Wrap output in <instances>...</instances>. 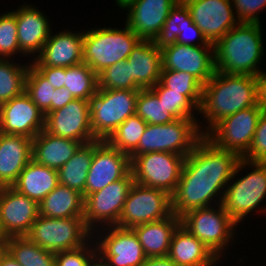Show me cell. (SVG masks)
I'll return each instance as SVG.
<instances>
[{
    "mask_svg": "<svg viewBox=\"0 0 266 266\" xmlns=\"http://www.w3.org/2000/svg\"><path fill=\"white\" fill-rule=\"evenodd\" d=\"M194 39L199 43H195ZM153 42L160 50L176 42L190 46H213V44L208 43L201 30L193 22L190 11L182 0L171 9Z\"/></svg>",
    "mask_w": 266,
    "mask_h": 266,
    "instance_id": "603a6c76",
    "label": "cell"
},
{
    "mask_svg": "<svg viewBox=\"0 0 266 266\" xmlns=\"http://www.w3.org/2000/svg\"><path fill=\"white\" fill-rule=\"evenodd\" d=\"M7 251V238L0 237V260Z\"/></svg>",
    "mask_w": 266,
    "mask_h": 266,
    "instance_id": "f5cc1de1",
    "label": "cell"
},
{
    "mask_svg": "<svg viewBox=\"0 0 266 266\" xmlns=\"http://www.w3.org/2000/svg\"><path fill=\"white\" fill-rule=\"evenodd\" d=\"M98 88L119 90H141L130 78V64L127 60L108 66L97 74Z\"/></svg>",
    "mask_w": 266,
    "mask_h": 266,
    "instance_id": "ab89813d",
    "label": "cell"
},
{
    "mask_svg": "<svg viewBox=\"0 0 266 266\" xmlns=\"http://www.w3.org/2000/svg\"><path fill=\"white\" fill-rule=\"evenodd\" d=\"M177 119L196 118L198 108L183 94L164 87L160 82L150 88ZM196 111V113H195ZM194 113V114H193Z\"/></svg>",
    "mask_w": 266,
    "mask_h": 266,
    "instance_id": "60d3db41",
    "label": "cell"
},
{
    "mask_svg": "<svg viewBox=\"0 0 266 266\" xmlns=\"http://www.w3.org/2000/svg\"><path fill=\"white\" fill-rule=\"evenodd\" d=\"M44 129L55 136L82 144L96 140L91 128L89 102L84 99H74L66 106L49 112L45 116Z\"/></svg>",
    "mask_w": 266,
    "mask_h": 266,
    "instance_id": "d6986e66",
    "label": "cell"
},
{
    "mask_svg": "<svg viewBox=\"0 0 266 266\" xmlns=\"http://www.w3.org/2000/svg\"><path fill=\"white\" fill-rule=\"evenodd\" d=\"M138 94L139 90L98 88L88 100L96 140H107L120 124L135 115Z\"/></svg>",
    "mask_w": 266,
    "mask_h": 266,
    "instance_id": "52a82bcc",
    "label": "cell"
},
{
    "mask_svg": "<svg viewBox=\"0 0 266 266\" xmlns=\"http://www.w3.org/2000/svg\"><path fill=\"white\" fill-rule=\"evenodd\" d=\"M54 90L53 85L29 63L25 79V92L45 116L51 112V101L53 100Z\"/></svg>",
    "mask_w": 266,
    "mask_h": 266,
    "instance_id": "f35d334b",
    "label": "cell"
},
{
    "mask_svg": "<svg viewBox=\"0 0 266 266\" xmlns=\"http://www.w3.org/2000/svg\"><path fill=\"white\" fill-rule=\"evenodd\" d=\"M130 64V78L141 89L155 86L162 70L161 50L153 40H141L126 59Z\"/></svg>",
    "mask_w": 266,
    "mask_h": 266,
    "instance_id": "4316f807",
    "label": "cell"
},
{
    "mask_svg": "<svg viewBox=\"0 0 266 266\" xmlns=\"http://www.w3.org/2000/svg\"><path fill=\"white\" fill-rule=\"evenodd\" d=\"M74 96L65 87L54 90L53 100L51 101V111L58 110L74 100Z\"/></svg>",
    "mask_w": 266,
    "mask_h": 266,
    "instance_id": "7dc6e473",
    "label": "cell"
},
{
    "mask_svg": "<svg viewBox=\"0 0 266 266\" xmlns=\"http://www.w3.org/2000/svg\"><path fill=\"white\" fill-rule=\"evenodd\" d=\"M247 166L251 169L253 167V171L251 170L242 178H235L237 173ZM231 179L227 184L221 204L237 225L238 223L240 225V222L254 210L258 209L257 213L258 211L266 212V207L260 208L261 202L266 198V162H251L241 158Z\"/></svg>",
    "mask_w": 266,
    "mask_h": 266,
    "instance_id": "277c9868",
    "label": "cell"
},
{
    "mask_svg": "<svg viewBox=\"0 0 266 266\" xmlns=\"http://www.w3.org/2000/svg\"><path fill=\"white\" fill-rule=\"evenodd\" d=\"M141 39L125 28H92L83 35V62L96 74L110 65L126 60Z\"/></svg>",
    "mask_w": 266,
    "mask_h": 266,
    "instance_id": "5b68a950",
    "label": "cell"
},
{
    "mask_svg": "<svg viewBox=\"0 0 266 266\" xmlns=\"http://www.w3.org/2000/svg\"><path fill=\"white\" fill-rule=\"evenodd\" d=\"M141 266H177L168 256L147 258Z\"/></svg>",
    "mask_w": 266,
    "mask_h": 266,
    "instance_id": "681fc988",
    "label": "cell"
},
{
    "mask_svg": "<svg viewBox=\"0 0 266 266\" xmlns=\"http://www.w3.org/2000/svg\"><path fill=\"white\" fill-rule=\"evenodd\" d=\"M94 239L92 237L86 244L79 248L56 252L55 266H88L91 260L97 255V246Z\"/></svg>",
    "mask_w": 266,
    "mask_h": 266,
    "instance_id": "7bdbcfd3",
    "label": "cell"
},
{
    "mask_svg": "<svg viewBox=\"0 0 266 266\" xmlns=\"http://www.w3.org/2000/svg\"><path fill=\"white\" fill-rule=\"evenodd\" d=\"M263 112L258 105L242 109L223 118L205 136L218 148L234 152L243 158L252 145Z\"/></svg>",
    "mask_w": 266,
    "mask_h": 266,
    "instance_id": "7c38bea8",
    "label": "cell"
},
{
    "mask_svg": "<svg viewBox=\"0 0 266 266\" xmlns=\"http://www.w3.org/2000/svg\"><path fill=\"white\" fill-rule=\"evenodd\" d=\"M58 185V170L38 164L32 159L12 187L39 204Z\"/></svg>",
    "mask_w": 266,
    "mask_h": 266,
    "instance_id": "f546056e",
    "label": "cell"
},
{
    "mask_svg": "<svg viewBox=\"0 0 266 266\" xmlns=\"http://www.w3.org/2000/svg\"><path fill=\"white\" fill-rule=\"evenodd\" d=\"M147 123L136 114L128 117L106 140L120 152L130 155L138 146Z\"/></svg>",
    "mask_w": 266,
    "mask_h": 266,
    "instance_id": "d590c367",
    "label": "cell"
},
{
    "mask_svg": "<svg viewBox=\"0 0 266 266\" xmlns=\"http://www.w3.org/2000/svg\"><path fill=\"white\" fill-rule=\"evenodd\" d=\"M180 0H126L120 9L127 10L126 25L141 39L154 40L171 9Z\"/></svg>",
    "mask_w": 266,
    "mask_h": 266,
    "instance_id": "ffe728a7",
    "label": "cell"
},
{
    "mask_svg": "<svg viewBox=\"0 0 266 266\" xmlns=\"http://www.w3.org/2000/svg\"><path fill=\"white\" fill-rule=\"evenodd\" d=\"M99 229H95L93 238H97L95 240L97 254L108 266H141L147 259L138 237L131 228H121L115 225Z\"/></svg>",
    "mask_w": 266,
    "mask_h": 266,
    "instance_id": "5bb4252c",
    "label": "cell"
},
{
    "mask_svg": "<svg viewBox=\"0 0 266 266\" xmlns=\"http://www.w3.org/2000/svg\"><path fill=\"white\" fill-rule=\"evenodd\" d=\"M257 78V105L266 112V72L262 71Z\"/></svg>",
    "mask_w": 266,
    "mask_h": 266,
    "instance_id": "c3c4849f",
    "label": "cell"
},
{
    "mask_svg": "<svg viewBox=\"0 0 266 266\" xmlns=\"http://www.w3.org/2000/svg\"><path fill=\"white\" fill-rule=\"evenodd\" d=\"M39 216V204L12 186L0 187V234L25 236Z\"/></svg>",
    "mask_w": 266,
    "mask_h": 266,
    "instance_id": "ac0fdd59",
    "label": "cell"
},
{
    "mask_svg": "<svg viewBox=\"0 0 266 266\" xmlns=\"http://www.w3.org/2000/svg\"><path fill=\"white\" fill-rule=\"evenodd\" d=\"M185 156L168 152H149L131 161L134 182L163 190L171 196L181 177Z\"/></svg>",
    "mask_w": 266,
    "mask_h": 266,
    "instance_id": "30bf717a",
    "label": "cell"
},
{
    "mask_svg": "<svg viewBox=\"0 0 266 266\" xmlns=\"http://www.w3.org/2000/svg\"><path fill=\"white\" fill-rule=\"evenodd\" d=\"M12 12L17 22L20 56H35L36 53L38 56L51 34L48 17L43 11L36 9V6L25 3Z\"/></svg>",
    "mask_w": 266,
    "mask_h": 266,
    "instance_id": "cb8c5ba5",
    "label": "cell"
},
{
    "mask_svg": "<svg viewBox=\"0 0 266 266\" xmlns=\"http://www.w3.org/2000/svg\"><path fill=\"white\" fill-rule=\"evenodd\" d=\"M7 251L22 266H55V253L41 248L26 236L7 237Z\"/></svg>",
    "mask_w": 266,
    "mask_h": 266,
    "instance_id": "d6a6232c",
    "label": "cell"
},
{
    "mask_svg": "<svg viewBox=\"0 0 266 266\" xmlns=\"http://www.w3.org/2000/svg\"><path fill=\"white\" fill-rule=\"evenodd\" d=\"M131 171L128 154L101 140L95 147L90 169L85 183V198L102 190L110 183L124 178Z\"/></svg>",
    "mask_w": 266,
    "mask_h": 266,
    "instance_id": "2e32d148",
    "label": "cell"
},
{
    "mask_svg": "<svg viewBox=\"0 0 266 266\" xmlns=\"http://www.w3.org/2000/svg\"><path fill=\"white\" fill-rule=\"evenodd\" d=\"M162 70L187 72L205 85L214 75V46H190L180 43L161 50Z\"/></svg>",
    "mask_w": 266,
    "mask_h": 266,
    "instance_id": "e0dca14e",
    "label": "cell"
},
{
    "mask_svg": "<svg viewBox=\"0 0 266 266\" xmlns=\"http://www.w3.org/2000/svg\"><path fill=\"white\" fill-rule=\"evenodd\" d=\"M44 128L45 115L25 91L3 103L1 133L33 139Z\"/></svg>",
    "mask_w": 266,
    "mask_h": 266,
    "instance_id": "44dd1931",
    "label": "cell"
},
{
    "mask_svg": "<svg viewBox=\"0 0 266 266\" xmlns=\"http://www.w3.org/2000/svg\"><path fill=\"white\" fill-rule=\"evenodd\" d=\"M2 105H3V103L0 101V123L2 120Z\"/></svg>",
    "mask_w": 266,
    "mask_h": 266,
    "instance_id": "db71d44e",
    "label": "cell"
},
{
    "mask_svg": "<svg viewBox=\"0 0 266 266\" xmlns=\"http://www.w3.org/2000/svg\"><path fill=\"white\" fill-rule=\"evenodd\" d=\"M261 23H239L214 46L215 69L226 74L257 76L264 54Z\"/></svg>",
    "mask_w": 266,
    "mask_h": 266,
    "instance_id": "3957f363",
    "label": "cell"
},
{
    "mask_svg": "<svg viewBox=\"0 0 266 266\" xmlns=\"http://www.w3.org/2000/svg\"><path fill=\"white\" fill-rule=\"evenodd\" d=\"M84 31L63 30L51 34L44 43L41 53L33 59L34 67H69L83 62Z\"/></svg>",
    "mask_w": 266,
    "mask_h": 266,
    "instance_id": "7402d4cb",
    "label": "cell"
},
{
    "mask_svg": "<svg viewBox=\"0 0 266 266\" xmlns=\"http://www.w3.org/2000/svg\"><path fill=\"white\" fill-rule=\"evenodd\" d=\"M208 43L215 44L240 22L231 0H182Z\"/></svg>",
    "mask_w": 266,
    "mask_h": 266,
    "instance_id": "9a60e30c",
    "label": "cell"
},
{
    "mask_svg": "<svg viewBox=\"0 0 266 266\" xmlns=\"http://www.w3.org/2000/svg\"><path fill=\"white\" fill-rule=\"evenodd\" d=\"M172 214V199L167 192L136 182L130 188L116 226L136 225L162 220Z\"/></svg>",
    "mask_w": 266,
    "mask_h": 266,
    "instance_id": "8fae6325",
    "label": "cell"
},
{
    "mask_svg": "<svg viewBox=\"0 0 266 266\" xmlns=\"http://www.w3.org/2000/svg\"><path fill=\"white\" fill-rule=\"evenodd\" d=\"M33 139L0 132V187L12 186L32 160Z\"/></svg>",
    "mask_w": 266,
    "mask_h": 266,
    "instance_id": "d4e9b609",
    "label": "cell"
},
{
    "mask_svg": "<svg viewBox=\"0 0 266 266\" xmlns=\"http://www.w3.org/2000/svg\"><path fill=\"white\" fill-rule=\"evenodd\" d=\"M243 159L266 162V112H263L259 118L252 145Z\"/></svg>",
    "mask_w": 266,
    "mask_h": 266,
    "instance_id": "f6af8a7d",
    "label": "cell"
},
{
    "mask_svg": "<svg viewBox=\"0 0 266 266\" xmlns=\"http://www.w3.org/2000/svg\"><path fill=\"white\" fill-rule=\"evenodd\" d=\"M83 194L59 184L40 203L39 215L49 218L83 217Z\"/></svg>",
    "mask_w": 266,
    "mask_h": 266,
    "instance_id": "4dcf8cb0",
    "label": "cell"
},
{
    "mask_svg": "<svg viewBox=\"0 0 266 266\" xmlns=\"http://www.w3.org/2000/svg\"><path fill=\"white\" fill-rule=\"evenodd\" d=\"M168 257L177 266H217L213 252L181 224L174 231Z\"/></svg>",
    "mask_w": 266,
    "mask_h": 266,
    "instance_id": "484cf974",
    "label": "cell"
},
{
    "mask_svg": "<svg viewBox=\"0 0 266 266\" xmlns=\"http://www.w3.org/2000/svg\"><path fill=\"white\" fill-rule=\"evenodd\" d=\"M18 30L15 14L11 12L0 15V59H10L20 54ZM14 55V56H13Z\"/></svg>",
    "mask_w": 266,
    "mask_h": 266,
    "instance_id": "b9f144b4",
    "label": "cell"
},
{
    "mask_svg": "<svg viewBox=\"0 0 266 266\" xmlns=\"http://www.w3.org/2000/svg\"><path fill=\"white\" fill-rule=\"evenodd\" d=\"M240 160L236 153L218 148L204 135L185 157L180 180L171 196L172 213L181 217L193 209L215 207V199L221 204Z\"/></svg>",
    "mask_w": 266,
    "mask_h": 266,
    "instance_id": "6da1fadb",
    "label": "cell"
},
{
    "mask_svg": "<svg viewBox=\"0 0 266 266\" xmlns=\"http://www.w3.org/2000/svg\"><path fill=\"white\" fill-rule=\"evenodd\" d=\"M256 105V76L215 71L212 78L203 85L198 113L206 119L208 126L200 130H205L201 132L206 135L223 118Z\"/></svg>",
    "mask_w": 266,
    "mask_h": 266,
    "instance_id": "7a4b0ae2",
    "label": "cell"
},
{
    "mask_svg": "<svg viewBox=\"0 0 266 266\" xmlns=\"http://www.w3.org/2000/svg\"><path fill=\"white\" fill-rule=\"evenodd\" d=\"M135 114L147 124H168L177 119L150 88L139 90Z\"/></svg>",
    "mask_w": 266,
    "mask_h": 266,
    "instance_id": "74e56055",
    "label": "cell"
},
{
    "mask_svg": "<svg viewBox=\"0 0 266 266\" xmlns=\"http://www.w3.org/2000/svg\"><path fill=\"white\" fill-rule=\"evenodd\" d=\"M0 266H22V265L19 264L8 251H6V253L3 255V257L0 260Z\"/></svg>",
    "mask_w": 266,
    "mask_h": 266,
    "instance_id": "f907efd6",
    "label": "cell"
},
{
    "mask_svg": "<svg viewBox=\"0 0 266 266\" xmlns=\"http://www.w3.org/2000/svg\"><path fill=\"white\" fill-rule=\"evenodd\" d=\"M41 248L51 252L73 250L86 244L93 232L83 217L49 218L39 215L25 235Z\"/></svg>",
    "mask_w": 266,
    "mask_h": 266,
    "instance_id": "9c48e42d",
    "label": "cell"
},
{
    "mask_svg": "<svg viewBox=\"0 0 266 266\" xmlns=\"http://www.w3.org/2000/svg\"><path fill=\"white\" fill-rule=\"evenodd\" d=\"M88 266H108V264L97 254Z\"/></svg>",
    "mask_w": 266,
    "mask_h": 266,
    "instance_id": "816d5d0a",
    "label": "cell"
},
{
    "mask_svg": "<svg viewBox=\"0 0 266 266\" xmlns=\"http://www.w3.org/2000/svg\"><path fill=\"white\" fill-rule=\"evenodd\" d=\"M64 87L75 99L89 100L98 90L97 74L85 62L66 67Z\"/></svg>",
    "mask_w": 266,
    "mask_h": 266,
    "instance_id": "836d02e7",
    "label": "cell"
},
{
    "mask_svg": "<svg viewBox=\"0 0 266 266\" xmlns=\"http://www.w3.org/2000/svg\"><path fill=\"white\" fill-rule=\"evenodd\" d=\"M81 145V142L55 136L44 129L33 138L32 159L38 164L59 170Z\"/></svg>",
    "mask_w": 266,
    "mask_h": 266,
    "instance_id": "f1b7e54d",
    "label": "cell"
},
{
    "mask_svg": "<svg viewBox=\"0 0 266 266\" xmlns=\"http://www.w3.org/2000/svg\"><path fill=\"white\" fill-rule=\"evenodd\" d=\"M53 85L54 89L64 87L66 68L63 67H35Z\"/></svg>",
    "mask_w": 266,
    "mask_h": 266,
    "instance_id": "bcb514c9",
    "label": "cell"
},
{
    "mask_svg": "<svg viewBox=\"0 0 266 266\" xmlns=\"http://www.w3.org/2000/svg\"><path fill=\"white\" fill-rule=\"evenodd\" d=\"M181 224L180 217L170 216L132 227L147 258L167 257L174 231Z\"/></svg>",
    "mask_w": 266,
    "mask_h": 266,
    "instance_id": "83f0119b",
    "label": "cell"
},
{
    "mask_svg": "<svg viewBox=\"0 0 266 266\" xmlns=\"http://www.w3.org/2000/svg\"><path fill=\"white\" fill-rule=\"evenodd\" d=\"M101 140L82 144L76 153L58 170L59 184L83 194L85 199V183L93 158L94 147Z\"/></svg>",
    "mask_w": 266,
    "mask_h": 266,
    "instance_id": "1f68e13d",
    "label": "cell"
},
{
    "mask_svg": "<svg viewBox=\"0 0 266 266\" xmlns=\"http://www.w3.org/2000/svg\"><path fill=\"white\" fill-rule=\"evenodd\" d=\"M159 82L170 91L185 95L199 109L203 84L195 76L182 71L161 70Z\"/></svg>",
    "mask_w": 266,
    "mask_h": 266,
    "instance_id": "8d00e7d4",
    "label": "cell"
},
{
    "mask_svg": "<svg viewBox=\"0 0 266 266\" xmlns=\"http://www.w3.org/2000/svg\"><path fill=\"white\" fill-rule=\"evenodd\" d=\"M193 209L180 217L181 225L196 236L220 260L229 243L236 237L237 224L226 213L222 204Z\"/></svg>",
    "mask_w": 266,
    "mask_h": 266,
    "instance_id": "ba28073f",
    "label": "cell"
},
{
    "mask_svg": "<svg viewBox=\"0 0 266 266\" xmlns=\"http://www.w3.org/2000/svg\"><path fill=\"white\" fill-rule=\"evenodd\" d=\"M117 3V6L121 5L123 2H125L126 0H115Z\"/></svg>",
    "mask_w": 266,
    "mask_h": 266,
    "instance_id": "11a10c76",
    "label": "cell"
},
{
    "mask_svg": "<svg viewBox=\"0 0 266 266\" xmlns=\"http://www.w3.org/2000/svg\"><path fill=\"white\" fill-rule=\"evenodd\" d=\"M133 183L134 177L130 171L124 178L110 183L102 190L91 193L85 198L83 218L85 225L92 232L95 228L118 224L123 205Z\"/></svg>",
    "mask_w": 266,
    "mask_h": 266,
    "instance_id": "4fadbf2b",
    "label": "cell"
},
{
    "mask_svg": "<svg viewBox=\"0 0 266 266\" xmlns=\"http://www.w3.org/2000/svg\"><path fill=\"white\" fill-rule=\"evenodd\" d=\"M200 124L196 118L176 119L168 124H147L137 148L129 155L130 160L149 152H168L186 157L204 136Z\"/></svg>",
    "mask_w": 266,
    "mask_h": 266,
    "instance_id": "8992f818",
    "label": "cell"
},
{
    "mask_svg": "<svg viewBox=\"0 0 266 266\" xmlns=\"http://www.w3.org/2000/svg\"><path fill=\"white\" fill-rule=\"evenodd\" d=\"M231 1L236 18L240 23H260L259 12L266 8V0Z\"/></svg>",
    "mask_w": 266,
    "mask_h": 266,
    "instance_id": "ee69618b",
    "label": "cell"
},
{
    "mask_svg": "<svg viewBox=\"0 0 266 266\" xmlns=\"http://www.w3.org/2000/svg\"><path fill=\"white\" fill-rule=\"evenodd\" d=\"M29 64L16 63L12 59H0V101L2 103L25 91V79Z\"/></svg>",
    "mask_w": 266,
    "mask_h": 266,
    "instance_id": "e575fe53",
    "label": "cell"
}]
</instances>
